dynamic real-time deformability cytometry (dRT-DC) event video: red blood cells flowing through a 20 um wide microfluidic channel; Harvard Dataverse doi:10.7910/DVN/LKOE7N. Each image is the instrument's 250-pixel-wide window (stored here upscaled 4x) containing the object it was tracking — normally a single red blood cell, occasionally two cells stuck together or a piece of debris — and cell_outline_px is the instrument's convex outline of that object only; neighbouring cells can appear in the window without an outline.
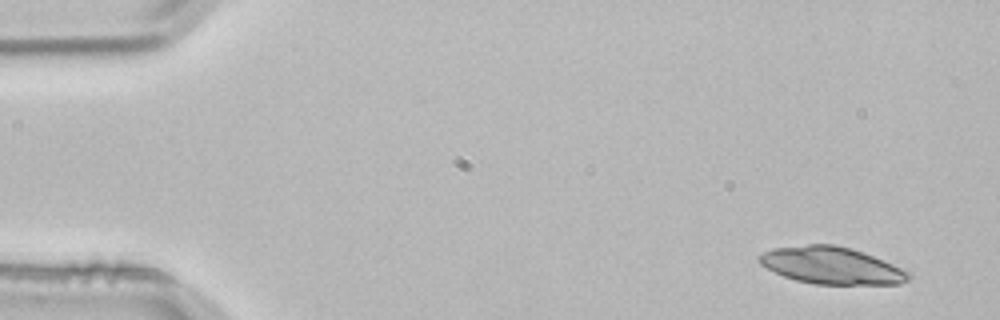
{"species": "common noctule bat (a hibernating species)", "species_latin": "Nyctalus noctula", "temperature_condition": "room temperature", "stored_images_in_passage": 4, "camera_frame_rate_fps": 3000, "um_per_image_px": 0.085, "animal": {"sex": "male", "body_mass_g": 21.5, "forearm_length_mm": 52.0}, "frame": {"image": 1, "passage_image": 1, "time_ms": 0.0, "image_size_px": [1000, 320], "cell_outline_px": [[912, 276], [908, 280], [900, 284], [816, 284], [796, 280], [784, 276], [760, 264], [756, 260], [756, 256], [772, 248], [808, 244], [836, 244], [852, 248], [884, 260], [912, 272]], "centroid_in_image_um": [70.7, 22.56], "position_along_channel_um": 14.3, "area_um2": 32.48}}